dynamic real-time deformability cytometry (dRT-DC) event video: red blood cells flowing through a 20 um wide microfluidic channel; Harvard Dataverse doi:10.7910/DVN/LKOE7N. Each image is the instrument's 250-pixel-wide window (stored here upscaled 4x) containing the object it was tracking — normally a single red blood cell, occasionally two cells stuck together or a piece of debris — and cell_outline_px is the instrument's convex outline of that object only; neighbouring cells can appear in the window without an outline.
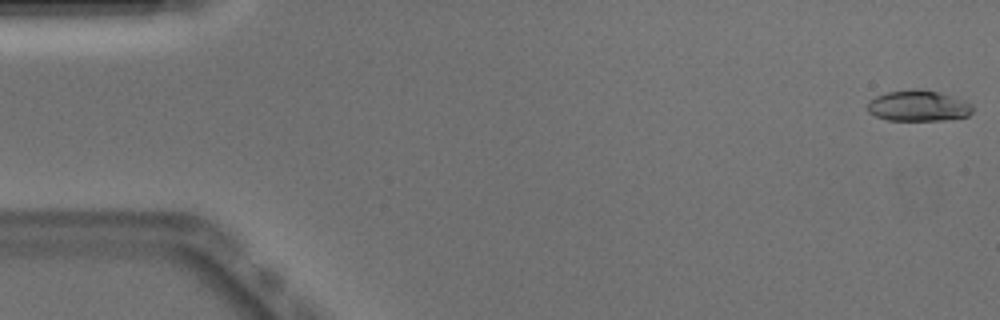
{"species": "Egyptian fruit bat (a non-hibernating species)", "species_latin": "Rousettus aegyptiacus", "temperature_condition": "warm", "stored_images_in_passage": 51, "camera_frame_rate_fps": 3000, "um_per_image_px": 0.085, "animal": {"sex": "male"}, "frame": {"image": 1, "passage_image": 1, "time_ms": 0.0, "image_size_px": [1000, 320], "cell_outline_px": [[972, 112], [968, 116], [944, 120], [888, 120], [876, 116], [868, 112], [868, 100], [876, 96], [888, 92], [912, 88], [920, 88], [940, 92], [964, 100], [972, 104]], "centroid_in_image_um": [78.06, 8.98], "position_along_channel_um": 6.9, "area_um2": 19.07}}
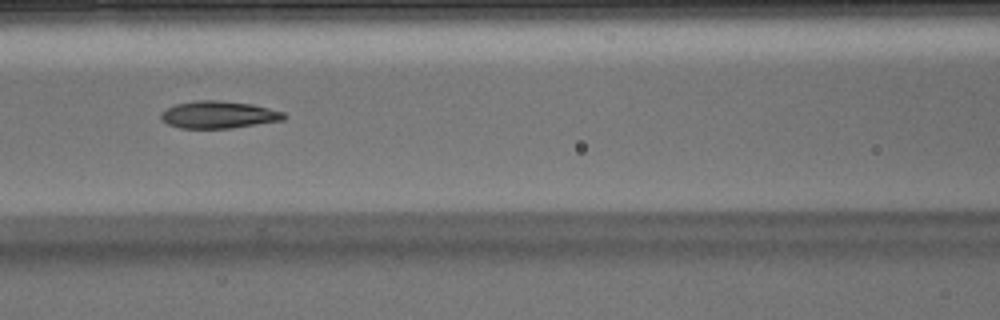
{"frame": {"image": 2, "passage_image": 22, "time_ms": 7.0, "image_size_px": [1000, 320], "cell_outline_px": [[284, 120], [232, 128], [180, 128], [168, 124], [160, 120], [160, 112], [164, 108], [176, 104], [196, 100], [220, 100], [252, 104], [284, 112]], "centroid_in_image_um": [18.52, 9.74], "position_along_channel_um": 148.1, "area_um2": 19.65}}
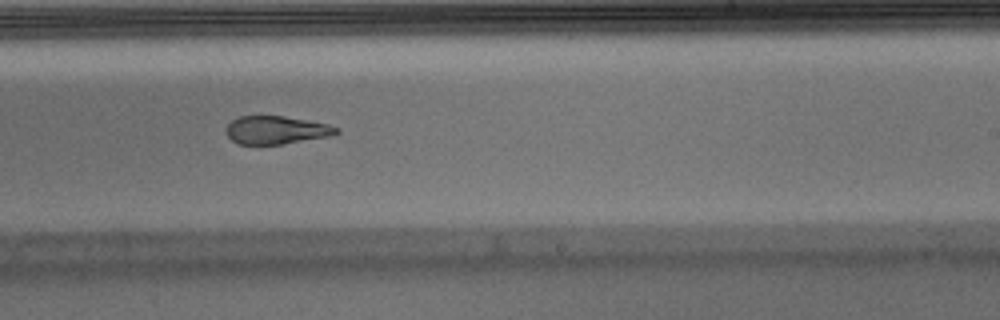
{"frame": {"image": 3, "passage_image": 31, "time_ms": 10.0, "image_size_px": [1000, 320], "cell_outline_px": [[340, 132], [332, 136], [280, 144], [240, 144], [232, 140], [228, 136], [228, 124], [232, 120], [240, 116], [284, 116], [308, 120], [328, 124], [340, 128]], "centroid_in_image_um": [23.54, 11.05], "position_along_channel_um": 265.5, "area_um2": 17.92}, "authors_computed_cell_mechanics": {"area_um2": 19.5364, "velocity_mm_per_s": 3.9269, "shape_relaxation_time_tau1_ms": null, "shape_relaxation_time_tau2_ms": 2.1102, "deformation_change_tau1": null, "deformation_change_tau2": 0.1041}}